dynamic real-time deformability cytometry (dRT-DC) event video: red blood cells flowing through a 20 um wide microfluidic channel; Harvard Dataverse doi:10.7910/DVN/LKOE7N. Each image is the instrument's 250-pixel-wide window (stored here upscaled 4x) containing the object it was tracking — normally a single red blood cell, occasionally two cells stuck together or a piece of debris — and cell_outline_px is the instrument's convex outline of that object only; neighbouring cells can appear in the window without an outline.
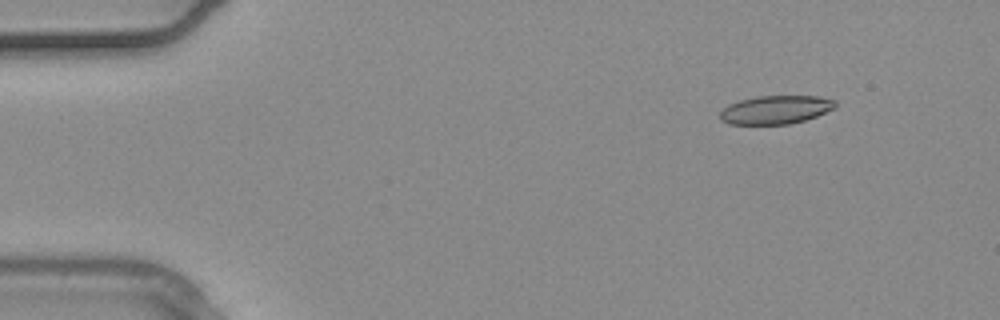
{"species": "common noctule bat (a hibernating species)", "species_latin": "Nyctalus noctula", "temperature_condition": "warm", "stored_images_in_passage": 3, "segment_of_instrument_passage": [2, 2], "camera_frame_rate_fps": 3000, "um_per_image_px": 0.085, "animal": {"sex": "male", "body_mass_g": 20.4}, "frame": {"image": 1, "passage_image": 3, "time_ms": 0.667, "image_size_px": [1000, 320], "cell_outline_px": [[836, 108], [816, 116], [804, 120], [788, 124], [728, 124], [720, 120], [720, 112], [728, 104], [740, 100], [756, 96], [820, 96], [836, 100]], "centroid_in_image_um": [65.93, 9.32], "position_along_channel_um": 19.1, "area_um2": 19.19}}